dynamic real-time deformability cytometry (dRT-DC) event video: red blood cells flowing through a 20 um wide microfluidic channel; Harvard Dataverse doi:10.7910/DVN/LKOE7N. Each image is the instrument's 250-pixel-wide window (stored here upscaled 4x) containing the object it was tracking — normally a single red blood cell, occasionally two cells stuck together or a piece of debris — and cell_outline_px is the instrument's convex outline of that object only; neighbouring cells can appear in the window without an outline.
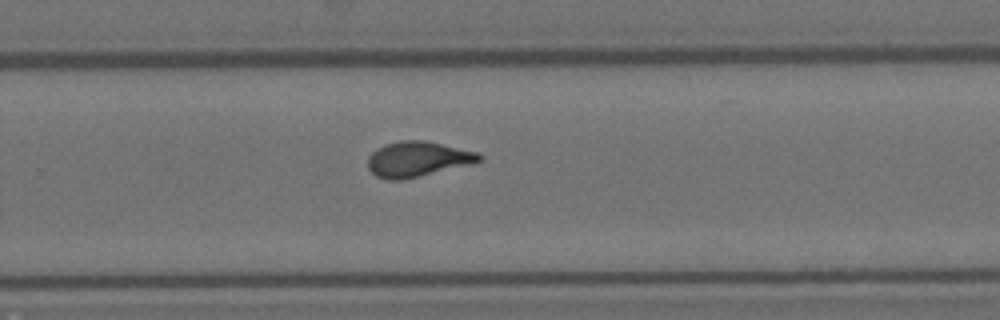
{"species": "Egyptian fruit bat (a non-hibernating species)", "species_latin": "Rousettus aegyptiacus", "temperature_condition": "room temperature", "stored_images_in_passage": 7, "camera_frame_rate_fps": 3000, "um_per_image_px": 0.085, "animal": {"sex": "female"}, "frame": {"image": 1, "passage_image": 7, "time_ms": 8.0, "image_size_px": [1000, 320], "cell_outline_px": [[484, 160], [472, 164], [400, 180], [388, 180], [376, 176], [368, 168], [368, 156], [376, 148], [400, 140], [424, 140], [476, 152], [484, 156]], "centroid_in_image_um": [35.5, 13.52], "position_along_channel_um": 294.3, "area_um2": 22.72}}